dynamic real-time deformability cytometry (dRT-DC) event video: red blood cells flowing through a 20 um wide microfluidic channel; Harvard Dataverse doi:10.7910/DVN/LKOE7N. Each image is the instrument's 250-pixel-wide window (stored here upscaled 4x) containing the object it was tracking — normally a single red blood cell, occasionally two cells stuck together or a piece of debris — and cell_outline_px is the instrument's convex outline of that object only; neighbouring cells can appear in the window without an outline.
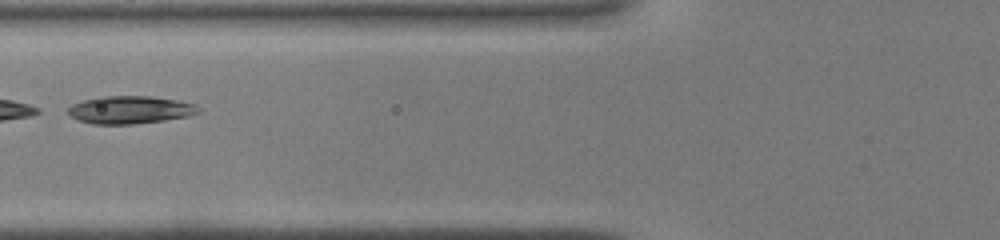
{"species": "common noctule bat (a hibernating species)", "species_latin": "Nyctalus noctula", "temperature_condition": "warm", "stored_images_in_passage": 38, "camera_frame_rate_fps": 3000, "um_per_image_px": 0.085, "animal": {"sex": "male", "body_mass_g": 19.0, "forearm_length_mm": 50.8}, "frame": {"image": 1, "passage_image": 13, "time_ms": 4.0, "image_size_px": [1000, 240], "cell_outline_px": [[200, 112], [188, 116], [164, 120], [136, 124], [92, 124], [80, 120], [72, 116], [68, 112], [68, 108], [72, 104], [84, 100], [100, 96], [152, 96], [176, 100], [196, 104], [200, 108]], "centroid_in_image_um": [11.08, 9.33], "position_along_channel_um": 114.7, "area_um2": 21.04}}
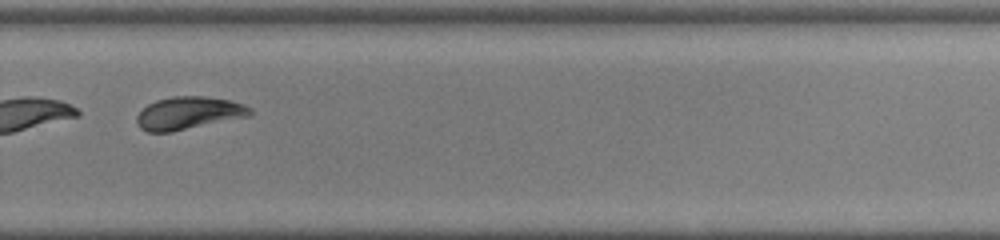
{"frame": {"image": 2, "passage_image": 26, "time_ms": 8.333, "image_size_px": [1000, 240], "cell_outline_px": [[252, 116], [172, 132], [148, 132], [140, 128], [136, 120], [136, 116], [148, 104], [156, 100], [172, 96], [204, 96], [228, 100], [244, 104], [252, 108]], "centroid_in_image_um": [16.06, 9.62], "position_along_channel_um": 313.7, "area_um2": 21.79}}
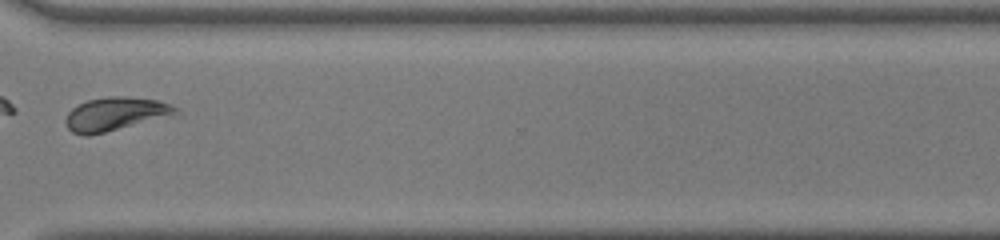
{"frame": {"image": 3, "passage_image": 29, "time_ms": 9.333, "image_size_px": [1000, 240], "cell_outline_px": [[180, 108], [172, 116], [88, 136], [84, 136], [72, 132], [68, 128], [64, 120], [68, 112], [72, 108], [88, 100], [108, 96], [128, 96], [156, 100], [172, 104]], "centroid_in_image_um": [9.81, 9.69], "position_along_channel_um": 360.8, "area_um2": 21.5}}